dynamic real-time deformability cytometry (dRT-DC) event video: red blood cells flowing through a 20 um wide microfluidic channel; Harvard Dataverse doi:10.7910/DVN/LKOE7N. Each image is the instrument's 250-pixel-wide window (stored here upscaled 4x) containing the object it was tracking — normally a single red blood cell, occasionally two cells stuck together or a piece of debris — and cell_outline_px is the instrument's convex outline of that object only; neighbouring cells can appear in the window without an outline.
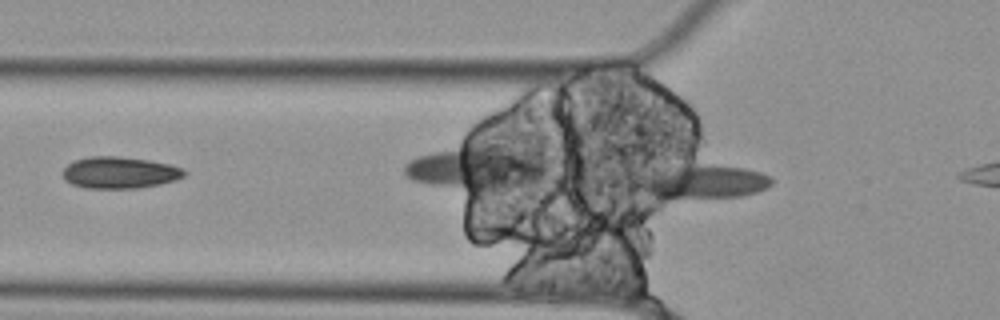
{"species": "Egyptian fruit bat (a non-hibernating species)", "species_latin": "Rousettus aegyptiacus", "temperature_condition": "cold", "stored_images_in_passage": 5, "camera_frame_rate_fps": 3000, "um_per_image_px": 0.085, "animal": {"sex": "female"}, "frame": {"image": 1, "passage_image": 3, "time_ms": 0.667, "image_size_px": [1000, 320], "cell_outline_px": [[772, 184], [768, 188], [756, 192], [740, 196], [664, 200], [656, 200], [628, 184], [624, 180], [624, 176], [636, 172], [652, 168], [680, 164], [712, 164], [744, 168], [760, 172], [768, 176], [772, 180]], "centroid_in_image_um": [59.29, 15.44], "position_along_channel_um": 66.5, "area_um2": 29.19}}
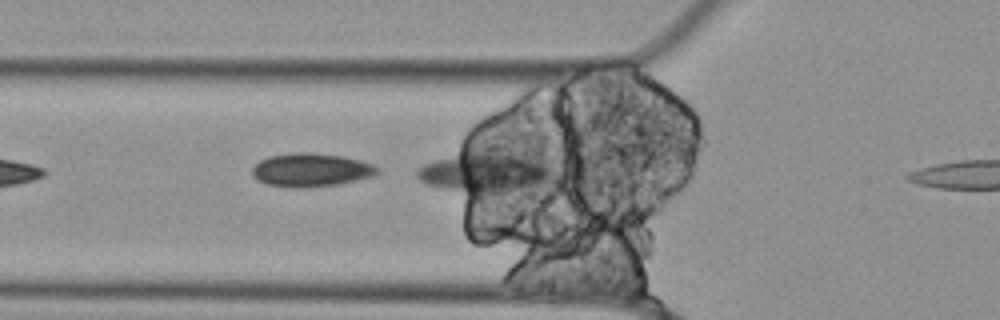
{"frame": {"image": 2, "passage_image": 4, "time_ms": 1.0, "image_size_px": [1000, 320], "cell_outline_px": [[380, 172], [372, 176], [340, 184], [268, 184], [256, 180], [252, 176], [252, 168], [260, 160], [268, 156], [296, 152], [312, 152], [344, 156], [360, 160], [372, 164], [380, 168]], "centroid_in_image_um": [26.47, 14.37], "position_along_channel_um": 99.3, "area_um2": 23.47}}